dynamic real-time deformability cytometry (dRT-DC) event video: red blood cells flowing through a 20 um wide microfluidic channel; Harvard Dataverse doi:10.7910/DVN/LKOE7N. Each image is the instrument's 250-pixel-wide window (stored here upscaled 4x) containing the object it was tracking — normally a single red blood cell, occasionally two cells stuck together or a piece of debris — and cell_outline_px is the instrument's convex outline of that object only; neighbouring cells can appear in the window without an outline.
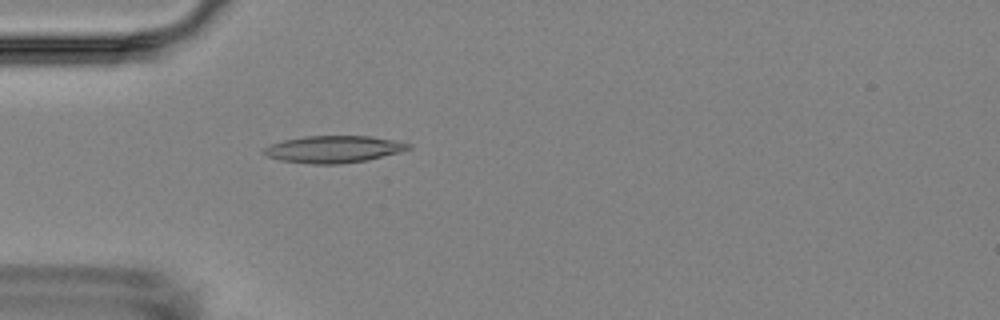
{"species": "Egyptian fruit bat (a non-hibernating species)", "species_latin": "Rousettus aegyptiacus", "temperature_condition": "room temperature", "stored_images_in_passage": 5, "camera_frame_rate_fps": 3000, "um_per_image_px": 0.085, "animal": {"sex": "female"}, "frame": {"image": 1, "passage_image": 5, "time_ms": 4.667, "image_size_px": [1000, 320], "cell_outline_px": [[412, 148], [400, 152], [368, 160], [340, 164], [312, 164], [280, 160], [268, 156], [260, 152], [264, 148], [272, 144], [284, 140], [304, 136], [372, 136], [412, 144]], "centroid_in_image_um": [28.36, 12.68], "position_along_channel_um": 56.6, "area_um2": 22.77}}